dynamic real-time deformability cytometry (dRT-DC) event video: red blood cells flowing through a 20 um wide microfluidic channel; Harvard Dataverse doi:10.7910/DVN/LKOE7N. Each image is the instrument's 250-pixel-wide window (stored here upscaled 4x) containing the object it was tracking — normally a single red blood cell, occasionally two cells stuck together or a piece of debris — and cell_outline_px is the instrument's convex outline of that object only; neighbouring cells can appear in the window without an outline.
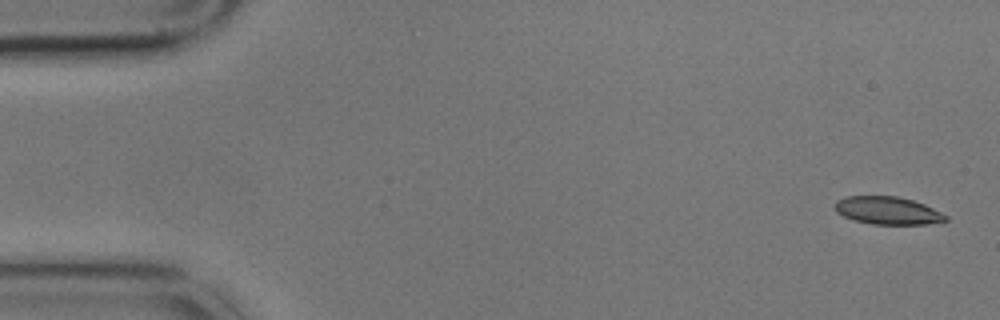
{"species": "common noctule bat (a hibernating species)", "species_latin": "Nyctalus noctula", "temperature_condition": "cold", "stored_images_in_passage": 5, "camera_frame_rate_fps": 3000, "um_per_image_px": 0.085, "animal": {"sex": "male", "body_mass_g": 17.9}, "frame": {"image": 1, "passage_image": 5, "time_ms": 1.333, "image_size_px": [1000, 320], "cell_outline_px": [[948, 220], [928, 224], [872, 224], [856, 220], [844, 216], [836, 212], [836, 200], [844, 196], [896, 196], [912, 200], [924, 204], [948, 216]], "centroid_in_image_um": [75.45, 17.89], "position_along_channel_um": 9.5, "area_um2": 17.74}}